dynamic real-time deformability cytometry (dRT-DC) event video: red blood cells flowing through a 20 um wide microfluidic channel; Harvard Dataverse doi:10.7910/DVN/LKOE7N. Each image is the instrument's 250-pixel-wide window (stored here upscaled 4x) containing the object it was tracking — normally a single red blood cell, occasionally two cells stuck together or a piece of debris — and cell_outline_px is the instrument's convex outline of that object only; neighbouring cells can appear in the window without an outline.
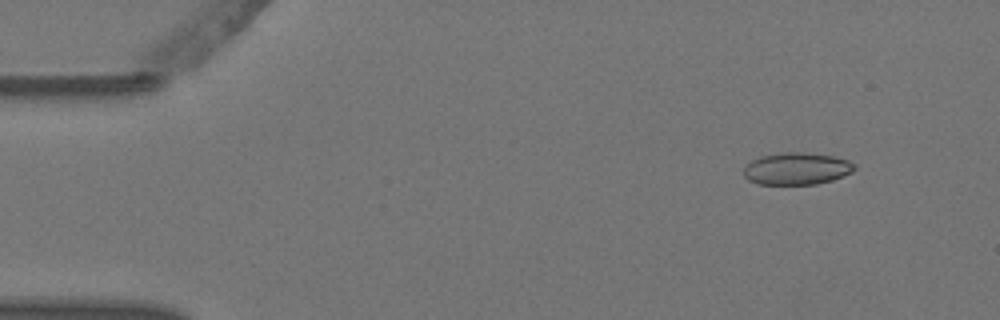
{"species": "Egyptian fruit bat (a non-hibernating species)", "species_latin": "Rousettus aegyptiacus", "temperature_condition": "warm", "stored_images_in_passage": 5, "camera_frame_rate_fps": 3000, "um_per_image_px": 0.085, "animal": {"sex": "female"}, "frame": {"image": 1, "passage_image": 2, "time_ms": 0.333, "image_size_px": [1000, 320], "cell_outline_px": [[856, 168], [852, 172], [832, 180], [816, 184], [760, 184], [748, 180], [744, 176], [744, 164], [760, 156], [780, 152], [804, 152], [832, 156], [848, 160], [856, 164]], "centroid_in_image_um": [67.7, 14.32], "position_along_channel_um": 17.3, "area_um2": 20.87}}